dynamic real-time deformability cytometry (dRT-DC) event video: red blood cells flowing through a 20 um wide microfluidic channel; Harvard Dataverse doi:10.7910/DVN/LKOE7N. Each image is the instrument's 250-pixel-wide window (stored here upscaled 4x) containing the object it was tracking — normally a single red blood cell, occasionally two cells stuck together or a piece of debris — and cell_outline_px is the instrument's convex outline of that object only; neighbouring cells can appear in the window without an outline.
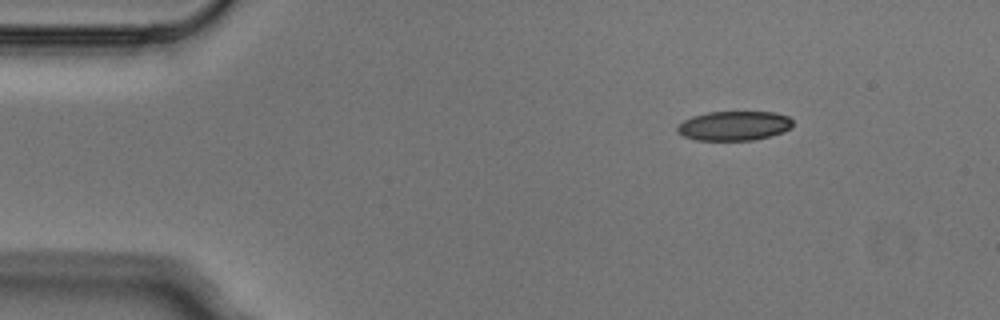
{"species": "Egyptian fruit bat (a non-hibernating species)", "species_latin": "Rousettus aegyptiacus", "temperature_condition": "cold", "stored_images_in_passage": 4, "segment_of_instrument_passage": [2, 2], "camera_frame_rate_fps": 3000, "um_per_image_px": 0.085, "animal": {"sex": "male"}, "frame": {"image": 1, "passage_image": 4, "time_ms": 1.0, "image_size_px": [1000, 320], "cell_outline_px": [[792, 124], [784, 132], [752, 140], [696, 140], [684, 136], [676, 132], [676, 128], [684, 120], [692, 116], [708, 112], [776, 112], [788, 116], [792, 120]], "centroid_in_image_um": [62.38, 10.69], "position_along_channel_um": 22.6, "area_um2": 19.71}}